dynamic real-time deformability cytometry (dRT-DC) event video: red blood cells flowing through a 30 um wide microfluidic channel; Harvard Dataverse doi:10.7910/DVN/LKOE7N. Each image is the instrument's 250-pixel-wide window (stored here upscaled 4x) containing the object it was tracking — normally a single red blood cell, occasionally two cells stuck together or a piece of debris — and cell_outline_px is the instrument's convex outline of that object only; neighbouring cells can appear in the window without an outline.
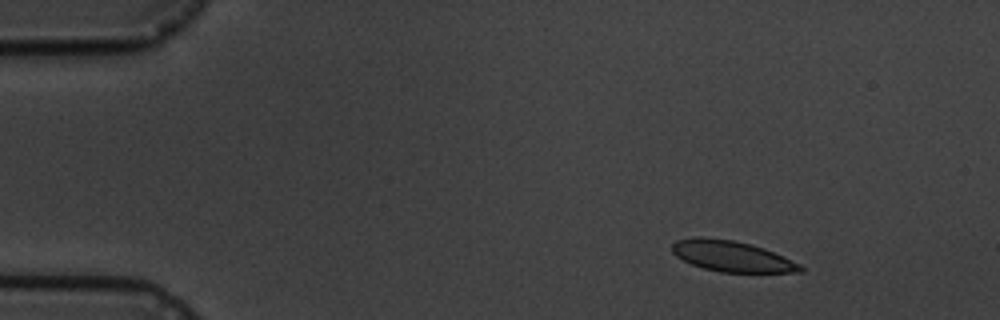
{"species": "common noctule bat (a hibernating species)", "species_latin": "Nyctalus noctula", "temperature_condition": "cold", "stored_images_in_passage": 6, "camera_frame_rate_fps": 3000, "um_per_image_px": 0.085, "animal": {"sex": "male", "body_mass_g": 19.5, "forearm_length_mm": 54.6}, "frame": {"image": 1, "passage_image": 1, "time_ms": 0.0, "image_size_px": [1000, 320], "cell_outline_px": [[804, 272], [720, 272], [704, 268], [692, 264], [676, 256], [672, 252], [672, 244], [676, 240], [700, 236], [704, 236], [736, 240], [752, 244], [764, 248], [784, 256], [800, 264], [804, 268]], "centroid_in_image_um": [62.21, 21.76], "position_along_channel_um": 22.8, "area_um2": 23.18}}
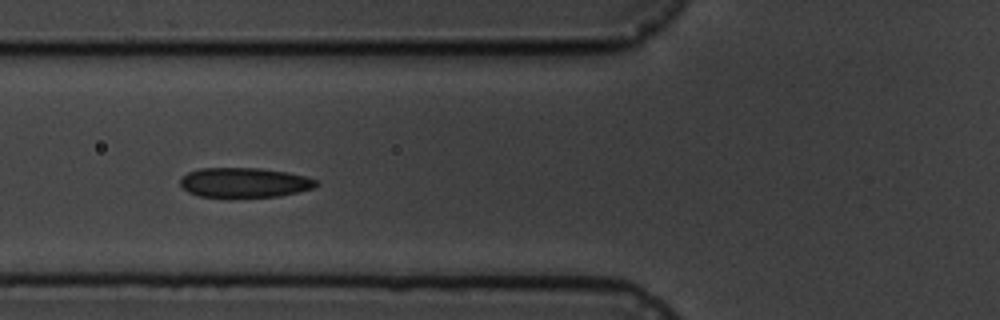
{"frame": {"image": 2, "passage_image": 5, "time_ms": 4.667, "image_size_px": [1000, 320], "cell_outline_px": [[320, 184], [312, 188], [280, 196], [200, 196], [188, 192], [180, 184], [180, 180], [188, 172], [200, 168], [260, 168], [288, 172], [304, 176], [316, 180]], "centroid_in_image_um": [20.78, 15.5], "position_along_channel_um": 105.0, "area_um2": 23.18}}
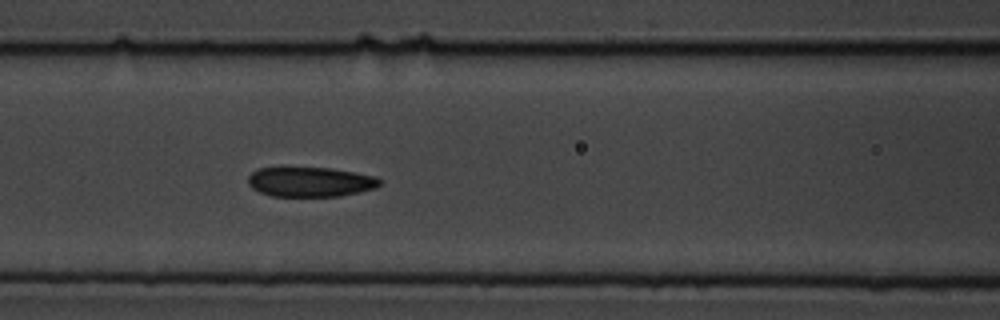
{"frame": {"image": 3, "passage_image": 6, "time_ms": 5.667, "image_size_px": [1000, 320], "cell_outline_px": [[380, 184], [376, 188], [360, 192], [340, 196], [272, 196], [260, 192], [252, 188], [248, 184], [248, 176], [256, 168], [328, 168], [356, 172], [376, 176], [380, 180]], "centroid_in_image_um": [26.38, 15.46], "position_along_channel_um": 140.2, "area_um2": 22.83}}